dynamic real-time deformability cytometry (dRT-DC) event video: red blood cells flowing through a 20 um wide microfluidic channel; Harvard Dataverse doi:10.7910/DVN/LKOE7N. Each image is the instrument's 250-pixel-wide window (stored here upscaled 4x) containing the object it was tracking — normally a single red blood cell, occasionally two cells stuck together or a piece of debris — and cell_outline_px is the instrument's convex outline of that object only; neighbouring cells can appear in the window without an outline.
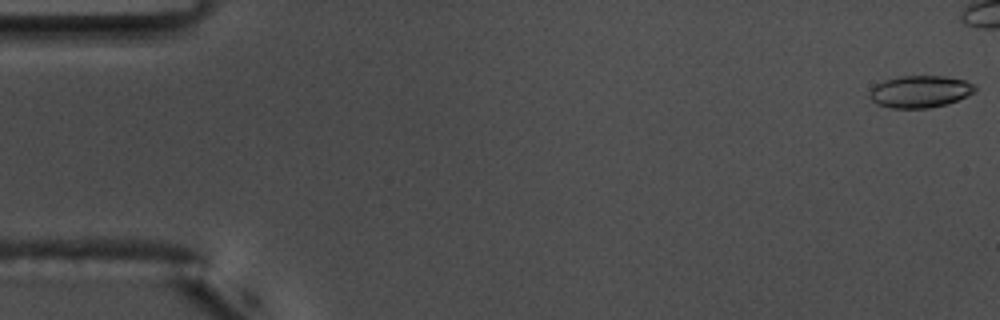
{"species": "common noctule bat (a hibernating species)", "species_latin": "Nyctalus noctula", "temperature_condition": "warm", "stored_images_in_passage": 45, "camera_frame_rate_fps": 3000, "um_per_image_px": 0.085, "animal": {"sex": "male", "body_mass_g": 17.5, "forearm_length_mm": 52.3}, "frame": {"image": 1, "passage_image": 1, "time_ms": 0.0, "image_size_px": [1000, 320], "cell_outline_px": [[976, 92], [948, 104], [928, 108], [888, 108], [876, 104], [868, 96], [868, 92], [876, 84], [884, 80], [900, 76], [944, 76], [964, 80], [976, 84]], "centroid_in_image_um": [78.2, 7.79], "position_along_channel_um": 6.8, "area_um2": 19.94}}